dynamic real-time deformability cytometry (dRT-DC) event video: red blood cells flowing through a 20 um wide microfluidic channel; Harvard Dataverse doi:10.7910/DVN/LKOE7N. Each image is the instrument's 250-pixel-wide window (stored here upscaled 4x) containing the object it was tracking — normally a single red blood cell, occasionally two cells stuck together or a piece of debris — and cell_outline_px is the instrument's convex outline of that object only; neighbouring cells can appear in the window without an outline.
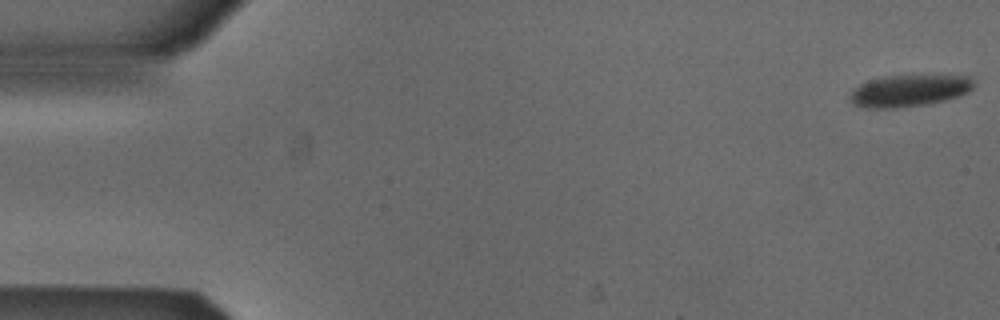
{"species": "Egyptian fruit bat (a non-hibernating species)", "species_latin": "Rousettus aegyptiacus", "temperature_condition": "cold", "stored_images_in_passage": 53, "camera_frame_rate_fps": 3000, "um_per_image_px": 0.085, "animal": {"sex": "male"}, "frame": {"image": 1, "passage_image": 1, "time_ms": 0.0, "image_size_px": [1000, 320], "cell_outline_px": [[976, 84], [968, 92], [944, 100], [924, 104], [896, 108], [868, 108], [856, 104], [852, 100], [852, 92], [860, 84], [868, 80], [884, 76], [968, 76]], "centroid_in_image_um": [77.3, 7.7], "position_along_channel_um": 7.7, "area_um2": 22.31}}
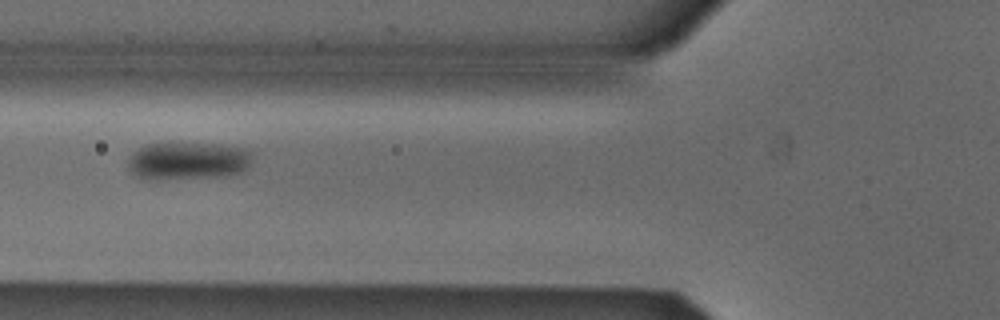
{"frame": {"image": 2, "passage_image": 20, "time_ms": 6.333, "image_size_px": [1000, 320], "cell_outline_px": [[252, 160], [244, 172], [228, 176], [156, 180], [148, 180], [136, 176], [128, 168], [128, 160], [140, 148], [148, 144], [172, 140], [220, 144], [240, 148], [252, 152]], "centroid_in_image_um": [15.98, 13.65], "position_along_channel_um": 109.8, "area_um2": 28.32}}
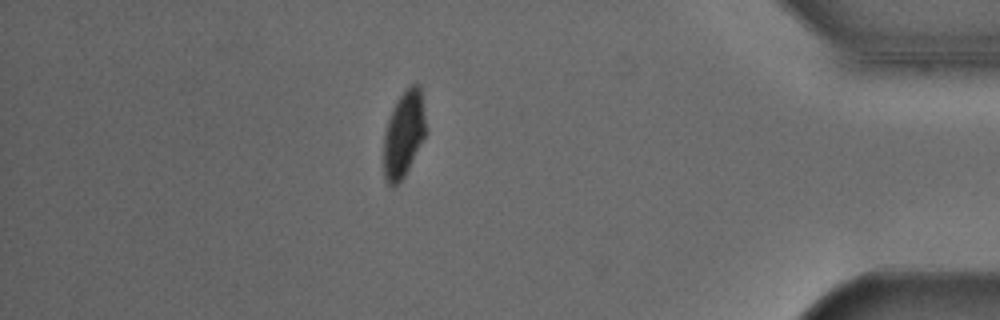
{"frame": {"image": 3, "passage_image": 46, "time_ms": 15.0, "image_size_px": [1000, 320], "cell_outline_px": [[428, 132], [404, 176], [396, 184], [388, 184], [384, 176], [384, 136], [388, 120], [400, 96], [412, 84], [420, 84], [428, 128]], "centroid_in_image_um": [34.37, 11.38], "position_along_channel_um": 400.8, "area_um2": 21.1}, "authors_computed_cell_mechanics": {"area_um2": 25.0274, "velocity_mm_per_s": 3.848, "shape_relaxation_time_tau1_ms": 3.9361, "shape_relaxation_time_tau2_ms": null, "deformation_change_tau1": 0.105, "deformation_change_tau2": null}}